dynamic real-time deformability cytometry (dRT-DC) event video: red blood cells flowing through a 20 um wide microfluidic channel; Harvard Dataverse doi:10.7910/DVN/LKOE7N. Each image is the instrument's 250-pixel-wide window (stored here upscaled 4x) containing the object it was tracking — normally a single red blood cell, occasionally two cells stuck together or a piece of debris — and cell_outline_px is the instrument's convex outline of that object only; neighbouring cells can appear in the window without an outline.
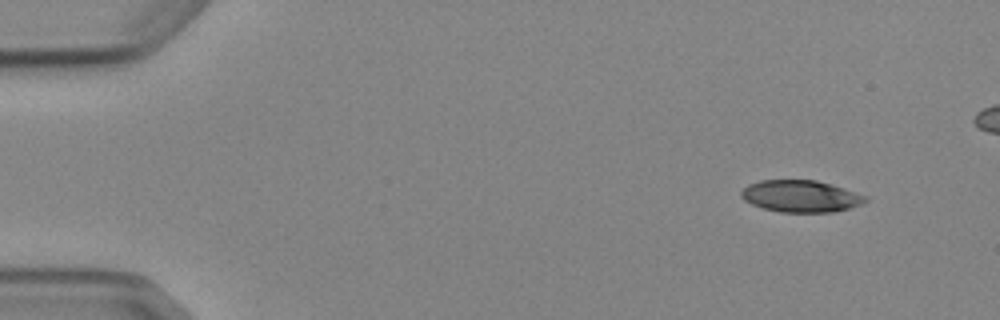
{"species": "Egyptian fruit bat (a non-hibernating species)", "species_latin": "Rousettus aegyptiacus", "temperature_condition": "cold", "stored_images_in_passage": 5, "camera_frame_rate_fps": 3000, "um_per_image_px": 0.085, "animal": {"sex": "female"}, "frame": {"image": 1, "passage_image": 1, "time_ms": 0.0, "image_size_px": [1000, 320], "cell_outline_px": [[868, 200], [860, 204], [848, 208], [832, 212], [780, 212], [764, 208], [752, 204], [744, 200], [740, 196], [740, 192], [748, 184], [760, 180], [816, 180], [844, 188], [868, 196]], "centroid_in_image_um": [68.05, 16.67], "position_along_channel_um": 17.0, "area_um2": 23.0}}
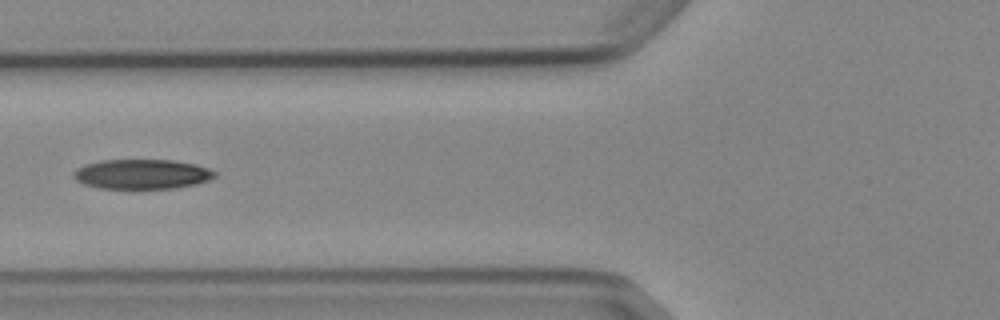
{"frame": {"image": 2, "passage_image": 5, "time_ms": 5.333, "image_size_px": [1000, 320], "cell_outline_px": [[216, 176], [208, 180], [196, 184], [172, 188], [100, 188], [84, 184], [76, 180], [72, 176], [72, 172], [76, 168], [84, 164], [100, 160], [172, 160], [196, 164], [208, 168], [216, 172]], "centroid_in_image_um": [12.03, 14.79], "position_along_channel_um": 113.8, "area_um2": 24.51}}